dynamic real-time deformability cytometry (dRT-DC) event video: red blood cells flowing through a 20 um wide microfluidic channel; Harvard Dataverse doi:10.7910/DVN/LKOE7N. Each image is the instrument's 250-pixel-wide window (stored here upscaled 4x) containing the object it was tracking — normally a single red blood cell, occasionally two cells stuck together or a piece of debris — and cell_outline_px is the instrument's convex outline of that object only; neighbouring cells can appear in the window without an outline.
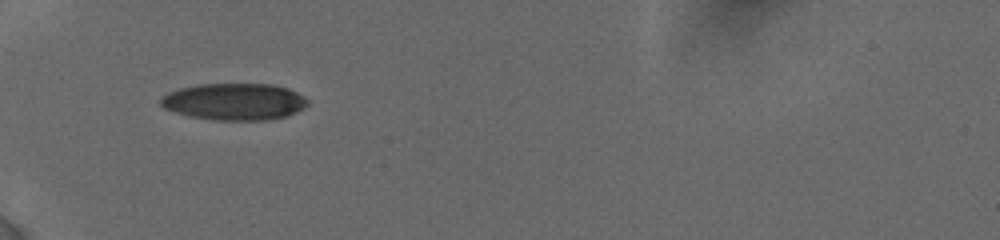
{"species": "human", "species_latin": "Homo sapiens", "temperature_condition": "cold", "stored_images_in_passage": 45, "camera_frame_rate_fps": 3000, "um_per_image_px": 0.085, "donor": {"sex": "female"}, "frame": {"image": 1, "passage_image": 1, "time_ms": 0.0, "image_size_px": [1000, 240], "cell_outline_px": [[308, 104], [304, 108], [288, 116], [268, 120], [212, 120], [188, 116], [164, 108], [160, 104], [160, 100], [168, 92], [180, 88], [196, 84], [272, 84], [288, 88], [304, 96], [308, 100]], "centroid_in_image_um": [19.94, 8.64], "position_along_channel_um": 65.1, "area_um2": 31.73}}
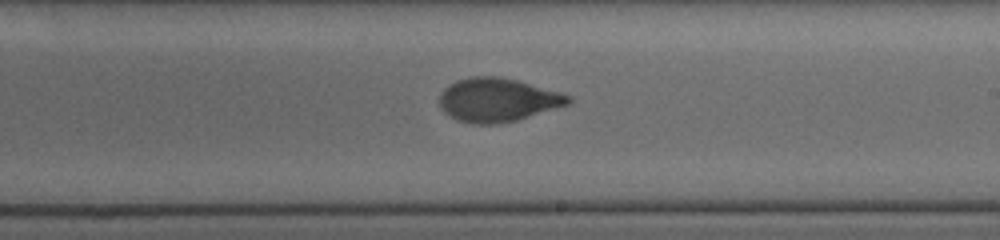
{"frame": {"image": 2, "passage_image": 18, "time_ms": 5.0, "image_size_px": [1000, 240], "cell_outline_px": [[572, 104], [516, 120], [500, 124], [476, 124], [456, 120], [444, 112], [440, 108], [440, 92], [448, 84], [456, 80], [472, 76], [500, 76], [516, 80], [560, 92], [572, 96]], "centroid_in_image_um": [42.3, 8.49], "position_along_channel_um": 246.7, "area_um2": 33.06}}
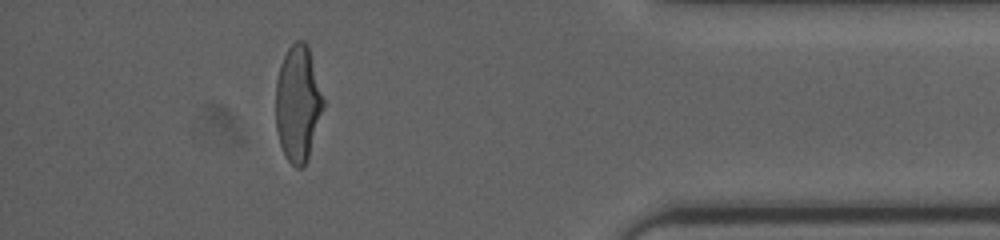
{"frame": {"image": 3, "passage_image": 39, "time_ms": 10.0, "image_size_px": [1000, 240], "cell_outline_px": [[324, 108], [308, 156], [304, 164], [300, 168], [296, 168], [284, 156], [280, 144], [276, 128], [276, 80], [280, 64], [288, 48], [296, 40], [304, 40], [308, 44], [324, 100]], "centroid_in_image_um": [25.32, 8.77], "position_along_channel_um": 409.9, "area_um2": 32.14}, "authors_computed_cell_mechanics": {"area_um2": 32.8304, "velocity_mm_per_s": 3.8516, "shape_relaxation_time_tau1_ms": 4.1098, "shape_relaxation_time_tau2_ms": 0.9073, "deformation_change_tau1": 0.1793, "deformation_change_tau2": 0.0622}}